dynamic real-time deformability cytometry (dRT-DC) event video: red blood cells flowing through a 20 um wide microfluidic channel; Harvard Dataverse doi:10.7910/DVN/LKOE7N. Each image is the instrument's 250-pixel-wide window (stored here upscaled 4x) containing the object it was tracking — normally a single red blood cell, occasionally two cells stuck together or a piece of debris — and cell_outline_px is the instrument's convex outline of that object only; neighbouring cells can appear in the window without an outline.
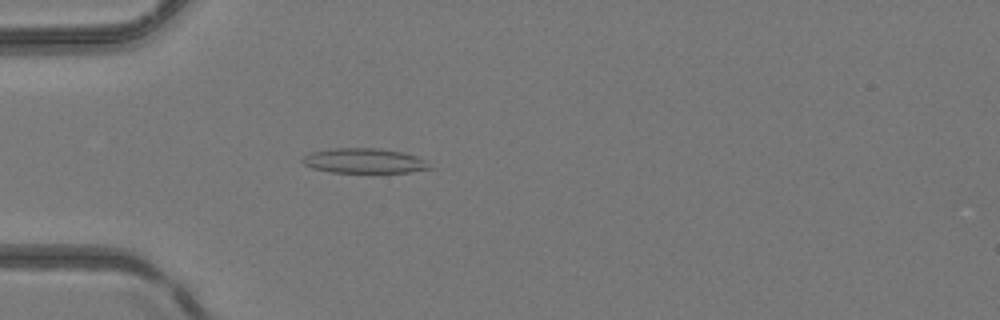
{"species": "common noctule bat (a hibernating species)", "species_latin": "Nyctalus noctula", "temperature_condition": "room temperature", "stored_images_in_passage": 5, "camera_frame_rate_fps": 3000, "um_per_image_px": 0.085, "animal": {"sex": "female", "body_mass_g": 24.6, "forearm_length_mm": 56.2}, "frame": {"image": 1, "passage_image": 5, "time_ms": 4.667, "image_size_px": [1000, 320], "cell_outline_px": [[436, 168], [408, 172], [328, 172], [312, 168], [304, 164], [300, 160], [308, 152], [332, 148], [380, 148], [404, 152], [416, 156], [424, 160]], "centroid_in_image_um": [30.95, 13.66], "position_along_channel_um": 54.1, "area_um2": 18.67}}